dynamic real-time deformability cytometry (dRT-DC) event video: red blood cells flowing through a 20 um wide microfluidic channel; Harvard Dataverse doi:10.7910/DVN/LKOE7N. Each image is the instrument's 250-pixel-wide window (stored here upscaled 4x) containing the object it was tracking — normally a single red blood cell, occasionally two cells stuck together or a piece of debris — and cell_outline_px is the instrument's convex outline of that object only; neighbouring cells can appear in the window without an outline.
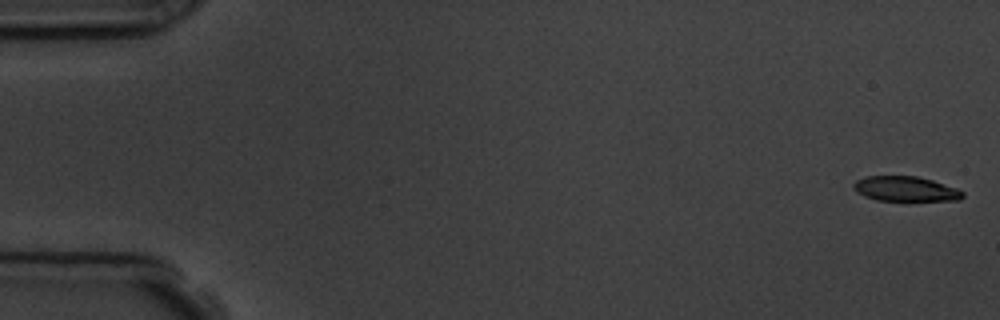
{"species": "common noctule bat (a hibernating species)", "species_latin": "Nyctalus noctula", "temperature_condition": "room temperature", "stored_images_in_passage": 7, "camera_frame_rate_fps": 3000, "um_per_image_px": 0.085, "animal": {"sex": "male", "body_mass_g": 19.5, "forearm_length_mm": 54.6}, "frame": {"image": 1, "passage_image": 1, "time_ms": 0.0, "image_size_px": [1000, 320], "cell_outline_px": [[964, 196], [960, 200], [908, 204], [876, 200], [864, 196], [856, 192], [852, 188], [852, 184], [856, 180], [864, 176], [916, 176], [932, 180], [956, 188], [964, 192]], "centroid_in_image_um": [76.98, 16.12], "position_along_channel_um": 8.0, "area_um2": 17.05}}
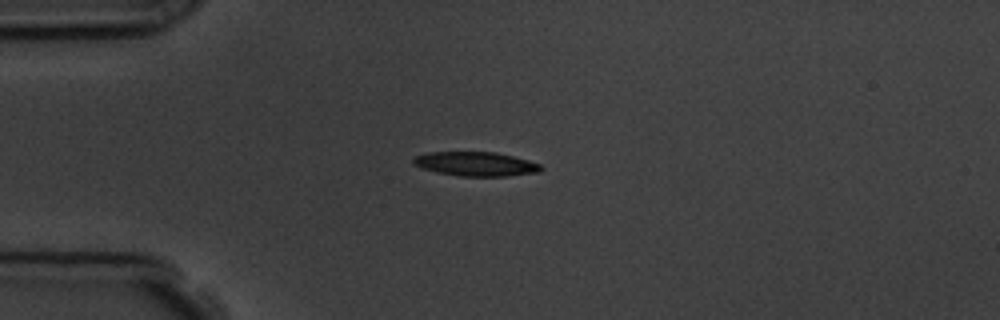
{"frame": {"image": 2, "passage_image": 5, "time_ms": 4.333, "image_size_px": [1000, 320], "cell_outline_px": [[544, 168], [540, 172], [508, 176], [460, 176], [436, 172], [412, 164], [412, 160], [416, 156], [428, 152], [496, 152], [528, 160], [540, 164]], "centroid_in_image_um": [40.46, 13.94], "position_along_channel_um": 44.5, "area_um2": 17.98}}